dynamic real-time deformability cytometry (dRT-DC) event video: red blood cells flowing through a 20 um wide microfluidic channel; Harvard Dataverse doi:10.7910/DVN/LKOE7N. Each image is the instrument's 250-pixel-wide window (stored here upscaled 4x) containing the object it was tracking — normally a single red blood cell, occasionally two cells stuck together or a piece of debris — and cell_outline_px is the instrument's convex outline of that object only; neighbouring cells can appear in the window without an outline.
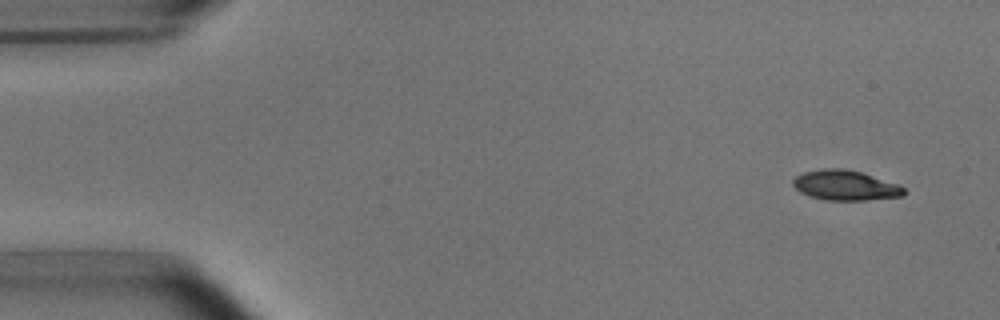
{"species": "common noctule bat (a hibernating species)", "species_latin": "Nyctalus noctula", "temperature_condition": "room temperature", "stored_images_in_passage": 6, "camera_frame_rate_fps": 3000, "um_per_image_px": 0.085, "animal": {"sex": "male", "body_mass_g": 15.6}, "frame": {"image": 1, "passage_image": 1, "time_ms": 0.0, "image_size_px": [1000, 320], "cell_outline_px": [[908, 192], [904, 196], [868, 200], [824, 200], [808, 196], [800, 192], [792, 184], [792, 180], [796, 176], [804, 172], [820, 168], [844, 168], [860, 172], [896, 184], [904, 188]], "centroid_in_image_um": [71.83, 15.76], "position_along_channel_um": 13.2, "area_um2": 19.48}}
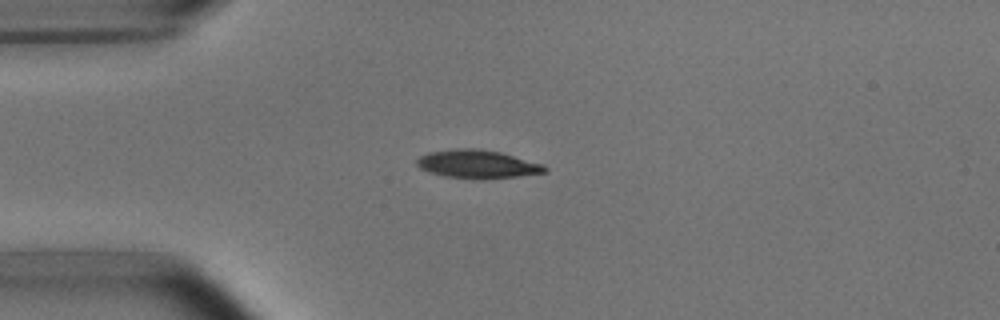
{"frame": {"image": 2, "passage_image": 4, "time_ms": 3.333, "image_size_px": [1000, 320], "cell_outline_px": [[548, 172], [520, 176], [484, 180], [480, 180], [444, 176], [420, 168], [416, 164], [416, 160], [420, 156], [428, 152], [456, 148], [480, 148], [500, 152], [544, 164], [548, 168]], "centroid_in_image_um": [40.62, 13.95], "position_along_channel_um": 44.4, "area_um2": 21.44}}
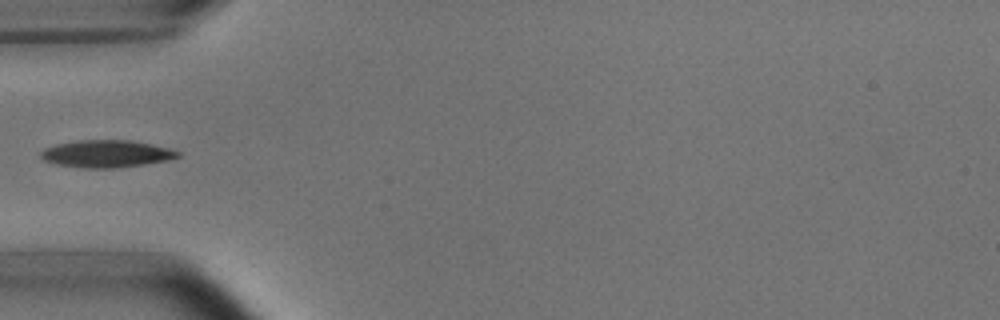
{"frame": {"image": 3, "passage_image": 5, "time_ms": 4.667, "image_size_px": [1000, 320], "cell_outline_px": [[180, 156], [168, 160], [116, 168], [88, 168], [56, 164], [44, 160], [40, 156], [40, 152], [44, 148], [56, 144], [80, 140], [132, 140], [168, 148], [180, 152]], "centroid_in_image_um": [9.03, 13.06], "position_along_channel_um": 76.0, "area_um2": 21.62}}